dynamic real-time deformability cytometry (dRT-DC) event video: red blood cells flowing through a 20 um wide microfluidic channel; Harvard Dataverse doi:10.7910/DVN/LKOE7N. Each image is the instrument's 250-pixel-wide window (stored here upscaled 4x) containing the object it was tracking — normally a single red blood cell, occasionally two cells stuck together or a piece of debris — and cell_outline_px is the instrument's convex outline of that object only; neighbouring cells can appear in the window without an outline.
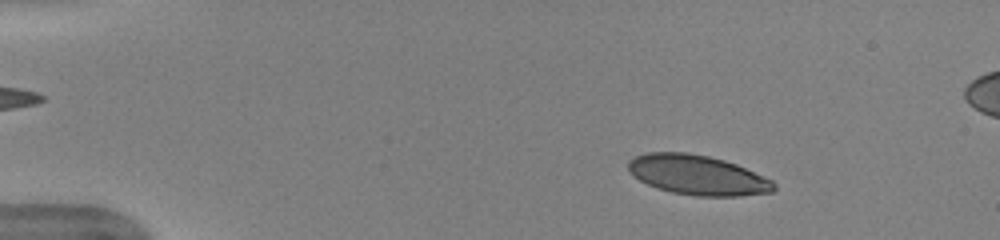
{"species": "human", "species_latin": "Homo sapiens", "temperature_condition": "warm", "stored_images_in_passage": 50, "camera_frame_rate_fps": 3000, "um_per_image_px": 0.085, "donor": {"sex": "female"}, "frame": {"image": 1, "passage_image": 7, "time_ms": 2.0, "image_size_px": [1000, 240], "cell_outline_px": [[776, 188], [772, 192], [740, 196], [696, 196], [672, 192], [656, 188], [640, 180], [628, 172], [628, 160], [636, 156], [648, 152], [688, 152], [708, 156], [724, 160], [736, 164], [772, 180], [776, 184]], "centroid_in_image_um": [59.28, 14.88], "position_along_channel_um": 25.7, "area_um2": 33.81}}
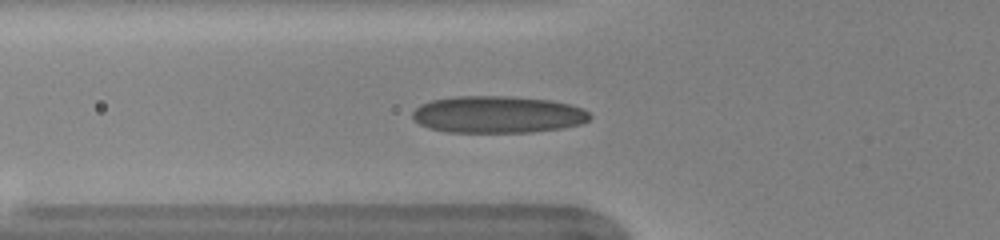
{"frame": {"image": 2, "passage_image": 18, "time_ms": 5.667, "image_size_px": [1000, 240], "cell_outline_px": [[592, 116], [588, 120], [580, 124], [564, 128], [532, 132], [444, 132], [428, 128], [412, 120], [412, 112], [420, 104], [432, 100], [456, 96], [512, 96], [552, 100], [584, 108]], "centroid_in_image_um": [42.3, 9.73], "position_along_channel_um": 83.5, "area_um2": 38.61}}
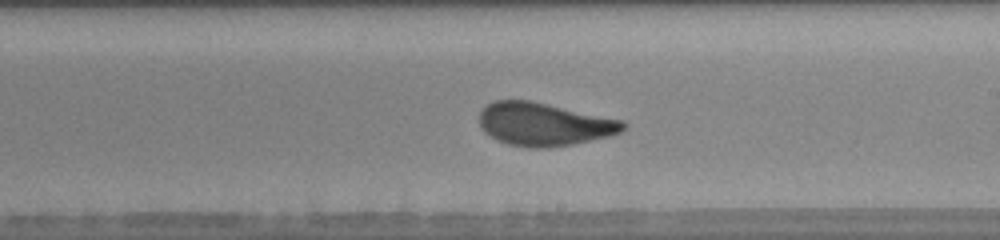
{"frame": {"image": 3, "passage_image": 30, "time_ms": 9.667, "image_size_px": [1000, 240], "cell_outline_px": [[628, 128], [612, 136], [572, 144], [548, 148], [528, 148], [508, 144], [484, 132], [480, 128], [480, 112], [488, 104], [496, 100], [528, 100], [624, 120], [628, 124]], "centroid_in_image_um": [46.29, 10.57], "position_along_channel_um": 242.7, "area_um2": 36.13}, "authors_computed_cell_mechanics": {"area_um2": 35.4025, "velocity_mm_per_s": 3.9576, "shape_relaxation_time_tau1_ms": 4.2812, "shape_relaxation_time_tau2_ms": 0.7184, "deformation_change_tau1": 0.1575, "deformation_change_tau2": 0.0712}}